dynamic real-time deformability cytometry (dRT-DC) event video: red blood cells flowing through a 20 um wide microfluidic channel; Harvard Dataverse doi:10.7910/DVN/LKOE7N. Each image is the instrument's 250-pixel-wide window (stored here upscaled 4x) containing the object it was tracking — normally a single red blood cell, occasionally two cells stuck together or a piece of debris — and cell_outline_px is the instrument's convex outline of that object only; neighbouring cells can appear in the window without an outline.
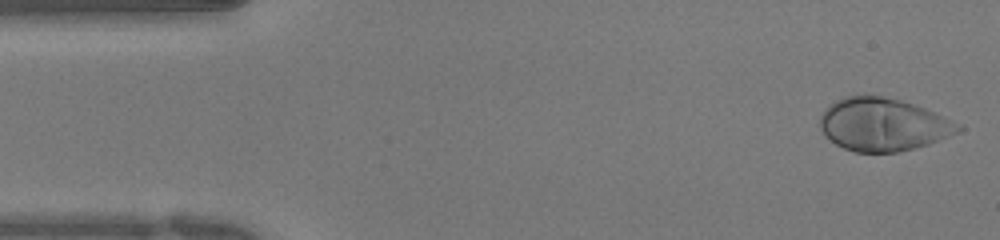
{"species": "human", "species_latin": "Homo sapiens", "temperature_condition": "warm", "stored_images_in_passage": 49, "camera_frame_rate_fps": 3000, "um_per_image_px": 0.085, "donor": {"sex": "female"}, "frame": {"image": 1, "passage_image": 1, "time_ms": 0.0, "image_size_px": [1000, 240], "cell_outline_px": [[964, 128], [960, 132], [928, 144], [896, 152], [856, 152], [844, 148], [836, 144], [824, 136], [820, 128], [820, 116], [824, 108], [828, 104], [844, 96], [864, 92], [900, 100], [924, 108], [952, 120], [960, 124]], "centroid_in_image_um": [75.01, 10.55], "position_along_channel_um": 10.0, "area_um2": 43.0}}
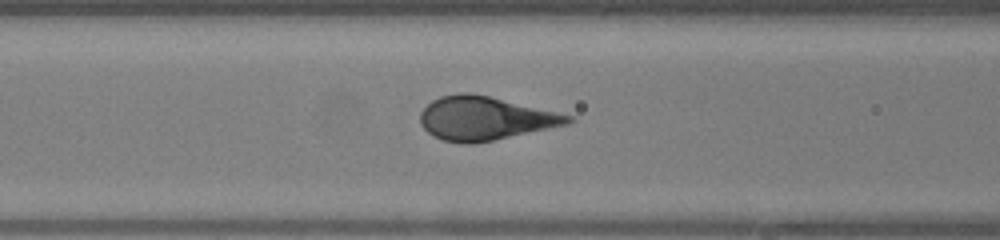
{"frame": {"image": 2, "passage_image": 18, "time_ms": 5.667, "image_size_px": [1000, 240], "cell_outline_px": [[576, 120], [568, 124], [492, 140], [472, 144], [464, 144], [444, 140], [432, 136], [420, 124], [420, 112], [432, 100], [440, 96], [460, 92], [468, 92], [488, 96], [576, 116]], "centroid_in_image_um": [41.22, 10.05], "position_along_channel_um": 125.4, "area_um2": 37.4}}
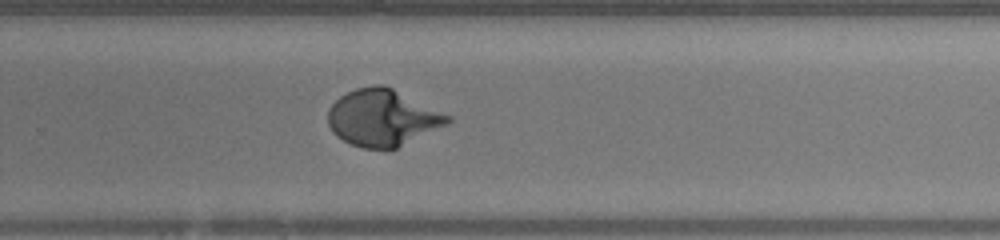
{"frame": {"image": 3, "passage_image": 31, "time_ms": 10.0, "image_size_px": [1000, 240], "cell_outline_px": [[452, 120], [448, 124], [396, 148], [364, 148], [352, 144], [336, 136], [332, 132], [328, 124], [328, 108], [340, 96], [356, 88], [376, 84], [384, 84], [452, 116]], "centroid_in_image_um": [32.51, 9.99], "position_along_channel_um": 297.3, "area_um2": 39.36}}